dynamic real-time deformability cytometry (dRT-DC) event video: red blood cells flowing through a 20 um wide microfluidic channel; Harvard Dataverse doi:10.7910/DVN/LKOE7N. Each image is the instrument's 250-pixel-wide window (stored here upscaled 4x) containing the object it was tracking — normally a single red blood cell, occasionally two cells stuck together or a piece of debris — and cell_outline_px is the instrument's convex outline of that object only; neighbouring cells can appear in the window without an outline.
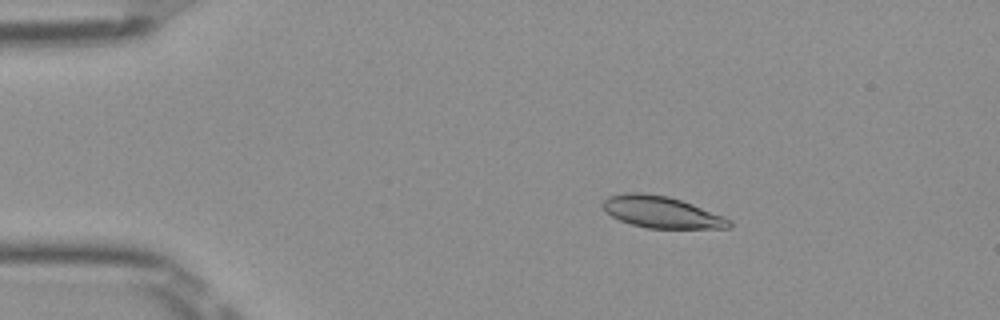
{"species": "Egyptian fruit bat (a non-hibernating species)", "species_latin": "Rousettus aegyptiacus", "temperature_condition": "room temperature", "stored_images_in_passage": 51, "camera_frame_rate_fps": 3000, "um_per_image_px": 0.085, "frame": {"image": 1, "passage_image": 9, "time_ms": 2.667, "image_size_px": [1000, 320], "cell_outline_px": [[732, 228], [648, 228], [632, 224], [620, 220], [612, 216], [600, 204], [608, 196], [628, 192], [644, 192], [668, 196], [692, 204], [724, 216], [732, 220]], "centroid_in_image_um": [56.24, 18.02], "position_along_channel_um": 28.8, "area_um2": 23.29}}
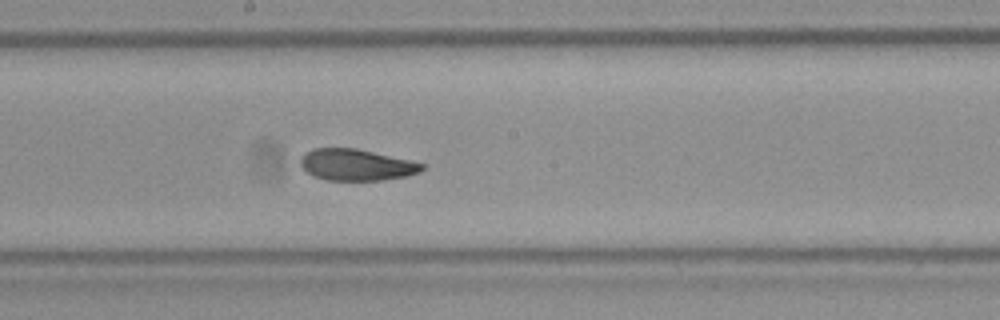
{"frame": {"image": 2, "passage_image": 28, "time_ms": 9.0, "image_size_px": [1000, 320], "cell_outline_px": [[424, 168], [420, 172], [408, 176], [380, 180], [328, 180], [316, 176], [308, 172], [300, 164], [300, 156], [304, 152], [312, 148], [356, 148], [408, 160], [424, 164]], "centroid_in_image_um": [30.27, 14.0], "position_along_channel_um": 217.9, "area_um2": 22.08}}
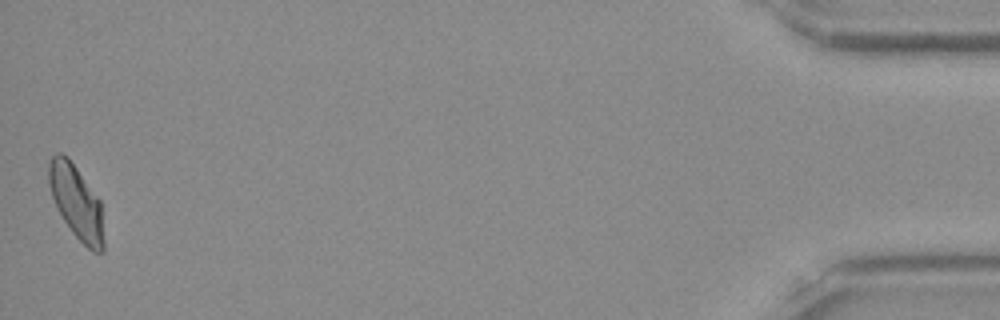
{"frame": {"image": 3, "passage_image": 51, "time_ms": 16.667, "image_size_px": [1000, 320], "cell_outline_px": [[104, 252], [92, 252], [72, 232], [64, 220], [52, 196], [48, 184], [48, 160], [56, 152], [60, 152], [68, 156], [100, 200], [104, 240]], "centroid_in_image_um": [6.48, 17.15], "position_along_channel_um": 428.7, "area_um2": 23.58}, "authors_computed_cell_mechanics": {"area_um2": 23.2356, "velocity_mm_per_s": 3.9561, "shape_relaxation_time_tau1_ms": null, "shape_relaxation_time_tau2_ms": 2.1499, "deformation_change_tau1": null, "deformation_change_tau2": 0.06}}